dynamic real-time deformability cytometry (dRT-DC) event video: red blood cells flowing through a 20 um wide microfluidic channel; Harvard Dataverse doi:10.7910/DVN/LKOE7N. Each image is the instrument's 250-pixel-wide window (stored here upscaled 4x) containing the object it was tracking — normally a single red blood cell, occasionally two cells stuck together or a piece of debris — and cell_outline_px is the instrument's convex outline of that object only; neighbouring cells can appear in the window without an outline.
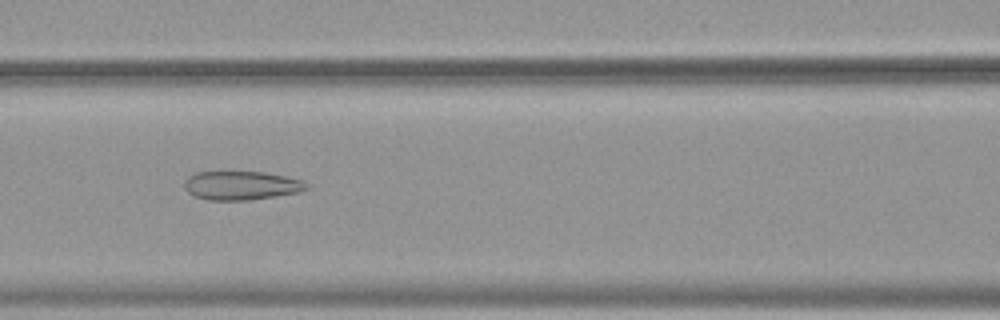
{"species": "common noctule bat (a hibernating species)", "species_latin": "Nyctalus noctula", "temperature_condition": "warm", "stored_images_in_passage": 50, "camera_frame_rate_fps": 3000, "um_per_image_px": 0.085, "animal": {"sex": "female", "body_mass_g": 19.9}, "frame": {"image": 1, "passage_image": 21, "time_ms": 6.667, "image_size_px": [1000, 320], "cell_outline_px": [[308, 188], [300, 192], [276, 196], [248, 200], [208, 200], [196, 196], [188, 192], [184, 188], [184, 184], [188, 176], [196, 172], [264, 172], [304, 180], [308, 184]], "centroid_in_image_um": [20.53, 15.77], "position_along_channel_um": 146.1, "area_um2": 20.46}}
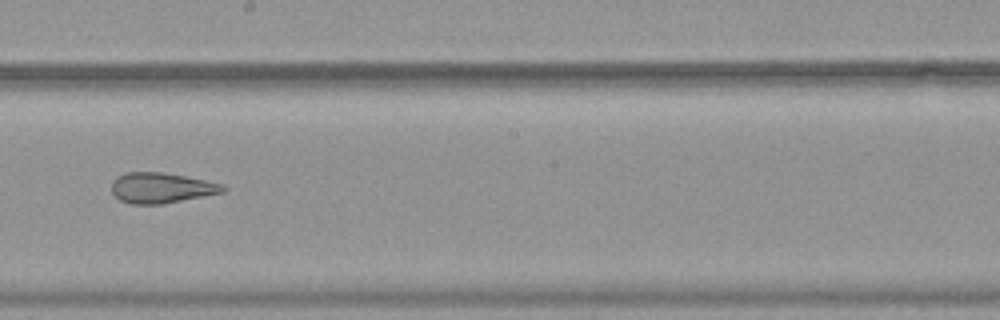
{"frame": {"image": 2, "passage_image": 28, "time_ms": 9.0, "image_size_px": [1000, 320], "cell_outline_px": [[228, 188], [224, 192], [164, 204], [128, 204], [120, 200], [112, 192], [112, 180], [116, 176], [128, 172], [160, 172], [184, 176], [204, 180], [220, 184]], "centroid_in_image_um": [13.68, 15.98], "position_along_channel_um": 234.5, "area_um2": 19.71}}
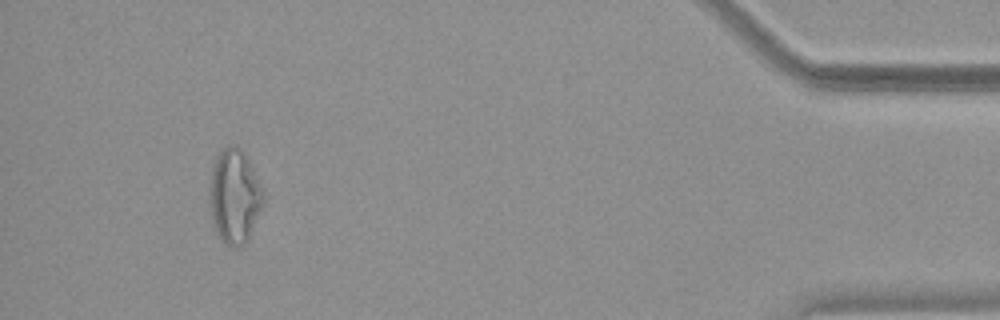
{"frame": {"image": 3, "passage_image": 47, "time_ms": 15.333, "image_size_px": [1000, 320], "cell_outline_px": [[264, 204], [248, 240], [244, 244], [236, 248], [232, 248], [224, 244], [212, 228], [208, 188], [212, 168], [216, 156], [228, 144], [236, 144], [244, 152], [264, 188]], "centroid_in_image_um": [19.93, 16.71], "position_along_channel_um": 415.3, "area_um2": 30.46}, "authors_computed_cell_mechanics": {"area_um2": 25.3742, "velocity_mm_per_s": 3.8105, "shape_relaxation_time_tau1_ms": null, "shape_relaxation_time_tau2_ms": 2.2484, "deformation_change_tau1": null, "deformation_change_tau2": 0.1156}}